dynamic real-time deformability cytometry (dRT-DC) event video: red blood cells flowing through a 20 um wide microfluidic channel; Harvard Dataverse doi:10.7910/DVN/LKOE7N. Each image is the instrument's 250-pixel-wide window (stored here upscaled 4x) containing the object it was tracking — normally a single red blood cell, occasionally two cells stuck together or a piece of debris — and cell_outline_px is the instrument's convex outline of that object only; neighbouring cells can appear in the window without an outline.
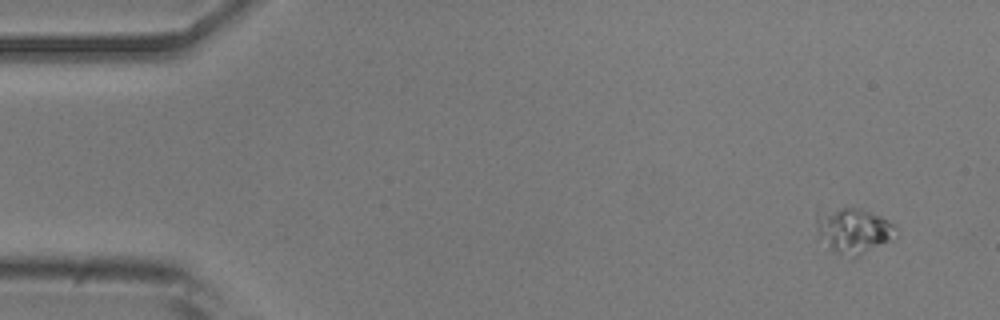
{"species": "common noctule bat (a hibernating species)", "species_latin": "Nyctalus noctula", "temperature_condition": "room temperature", "stored_images_in_passage": 5, "camera_frame_rate_fps": 3000, "um_per_image_px": 0.085, "animal": {"sex": "male", "body_mass_g": 20.5, "forearm_length_mm": 52.5}, "frame": {"image": 1, "passage_image": 1, "time_ms": 0.0, "image_size_px": [1000, 320], "cell_outline_px": [[896, 236], [860, 256], [852, 260], [848, 260], [828, 248], [820, 236], [816, 220], [816, 212], [840, 208], [860, 208], [880, 216], [888, 220], [896, 228]], "centroid_in_image_um": [72.53, 19.64], "position_along_channel_um": 12.5, "area_um2": 21.04}}
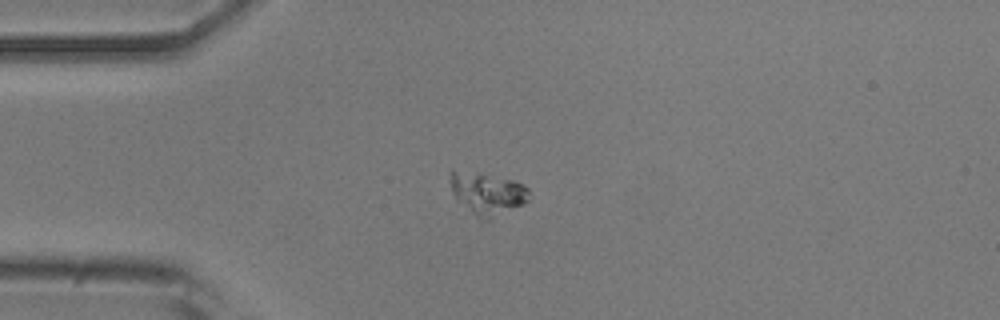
{"frame": {"image": 2, "passage_image": 4, "time_ms": 1.0, "image_size_px": [1000, 320], "cell_outline_px": [[528, 200], [524, 204], [480, 224], [456, 200], [452, 192], [448, 172], [456, 172], [512, 180], [524, 184], [528, 188]], "centroid_in_image_um": [41.4, 16.56], "position_along_channel_um": 43.6, "area_um2": 19.25}}
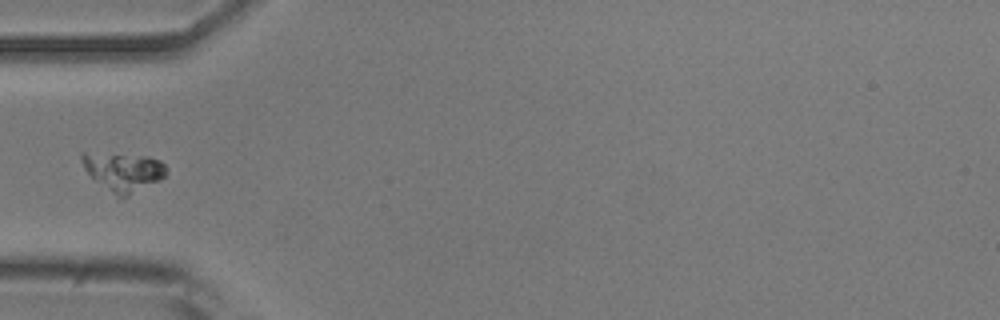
{"frame": {"image": 3, "passage_image": 5, "time_ms": 1.333, "image_size_px": [1000, 320], "cell_outline_px": [[168, 172], [160, 180], [120, 200], [116, 200], [84, 168], [80, 156], [80, 152], [84, 152], [148, 156], [160, 160], [168, 168]], "centroid_in_image_um": [10.48, 14.62], "position_along_channel_um": 74.5, "area_um2": 19.31}}